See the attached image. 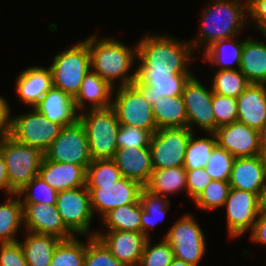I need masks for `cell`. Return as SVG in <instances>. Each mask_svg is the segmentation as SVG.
Segmentation results:
<instances>
[{"label":"cell","instance_id":"obj_1","mask_svg":"<svg viewBox=\"0 0 266 266\" xmlns=\"http://www.w3.org/2000/svg\"><path fill=\"white\" fill-rule=\"evenodd\" d=\"M90 35L84 41L91 55V69L113 88L117 80L119 87L131 85L136 79V69L130 74V68L137 58V46L129 47L117 39Z\"/></svg>","mask_w":266,"mask_h":266},{"label":"cell","instance_id":"obj_2","mask_svg":"<svg viewBox=\"0 0 266 266\" xmlns=\"http://www.w3.org/2000/svg\"><path fill=\"white\" fill-rule=\"evenodd\" d=\"M136 46L137 59L140 61L136 70L191 73L188 65L195 50L189 40L179 41L165 34L160 36L148 33L139 40Z\"/></svg>","mask_w":266,"mask_h":266},{"label":"cell","instance_id":"obj_3","mask_svg":"<svg viewBox=\"0 0 266 266\" xmlns=\"http://www.w3.org/2000/svg\"><path fill=\"white\" fill-rule=\"evenodd\" d=\"M204 8L200 34L189 40L193 50L200 46L204 50L214 41L235 37L240 33L248 18V0H214Z\"/></svg>","mask_w":266,"mask_h":266},{"label":"cell","instance_id":"obj_4","mask_svg":"<svg viewBox=\"0 0 266 266\" xmlns=\"http://www.w3.org/2000/svg\"><path fill=\"white\" fill-rule=\"evenodd\" d=\"M86 110L79 114V121L86 131L91 158L113 159L118 149L116 136L120 128L115 110L112 107Z\"/></svg>","mask_w":266,"mask_h":266},{"label":"cell","instance_id":"obj_5","mask_svg":"<svg viewBox=\"0 0 266 266\" xmlns=\"http://www.w3.org/2000/svg\"><path fill=\"white\" fill-rule=\"evenodd\" d=\"M0 149L7 168L10 195L17 194L39 175L44 152L37 147L21 144L10 136L0 139Z\"/></svg>","mask_w":266,"mask_h":266},{"label":"cell","instance_id":"obj_6","mask_svg":"<svg viewBox=\"0 0 266 266\" xmlns=\"http://www.w3.org/2000/svg\"><path fill=\"white\" fill-rule=\"evenodd\" d=\"M52 85L75 97L84 76L91 69V55L87 43L83 40L67 50L61 51L49 66Z\"/></svg>","mask_w":266,"mask_h":266},{"label":"cell","instance_id":"obj_7","mask_svg":"<svg viewBox=\"0 0 266 266\" xmlns=\"http://www.w3.org/2000/svg\"><path fill=\"white\" fill-rule=\"evenodd\" d=\"M172 247L174 257L198 266L206 253L205 235L190 214L178 219L163 237Z\"/></svg>","mask_w":266,"mask_h":266},{"label":"cell","instance_id":"obj_8","mask_svg":"<svg viewBox=\"0 0 266 266\" xmlns=\"http://www.w3.org/2000/svg\"><path fill=\"white\" fill-rule=\"evenodd\" d=\"M56 207L64 225L76 236H95L90 231L95 215L91 207L90 193L86 186L58 191Z\"/></svg>","mask_w":266,"mask_h":266},{"label":"cell","instance_id":"obj_9","mask_svg":"<svg viewBox=\"0 0 266 266\" xmlns=\"http://www.w3.org/2000/svg\"><path fill=\"white\" fill-rule=\"evenodd\" d=\"M192 133L188 127L156 130L152 134L149 145L153 169L183 167L185 152Z\"/></svg>","mask_w":266,"mask_h":266},{"label":"cell","instance_id":"obj_10","mask_svg":"<svg viewBox=\"0 0 266 266\" xmlns=\"http://www.w3.org/2000/svg\"><path fill=\"white\" fill-rule=\"evenodd\" d=\"M114 89L117 91L112 99V108L120 125L141 128L152 134L158 130L152 106L133 84Z\"/></svg>","mask_w":266,"mask_h":266},{"label":"cell","instance_id":"obj_11","mask_svg":"<svg viewBox=\"0 0 266 266\" xmlns=\"http://www.w3.org/2000/svg\"><path fill=\"white\" fill-rule=\"evenodd\" d=\"M63 126L52 122L34 108L27 113L12 116L11 133L15 141L41 149L45 152Z\"/></svg>","mask_w":266,"mask_h":266},{"label":"cell","instance_id":"obj_12","mask_svg":"<svg viewBox=\"0 0 266 266\" xmlns=\"http://www.w3.org/2000/svg\"><path fill=\"white\" fill-rule=\"evenodd\" d=\"M44 155L47 160L77 164L86 170L93 159L86 131L81 122L78 120L71 126L63 127Z\"/></svg>","mask_w":266,"mask_h":266},{"label":"cell","instance_id":"obj_13","mask_svg":"<svg viewBox=\"0 0 266 266\" xmlns=\"http://www.w3.org/2000/svg\"><path fill=\"white\" fill-rule=\"evenodd\" d=\"M223 207L227 212V231L230 238H237L251 231L262 212L261 198L253 192L230 188Z\"/></svg>","mask_w":266,"mask_h":266},{"label":"cell","instance_id":"obj_14","mask_svg":"<svg viewBox=\"0 0 266 266\" xmlns=\"http://www.w3.org/2000/svg\"><path fill=\"white\" fill-rule=\"evenodd\" d=\"M187 112V127L194 132L195 125L206 133L215 131V116L212 109V87H205L192 75L182 92Z\"/></svg>","mask_w":266,"mask_h":266},{"label":"cell","instance_id":"obj_15","mask_svg":"<svg viewBox=\"0 0 266 266\" xmlns=\"http://www.w3.org/2000/svg\"><path fill=\"white\" fill-rule=\"evenodd\" d=\"M86 187L93 213L99 212L101 218L112 209L137 202L144 188L139 182L125 177L113 184H86Z\"/></svg>","mask_w":266,"mask_h":266},{"label":"cell","instance_id":"obj_16","mask_svg":"<svg viewBox=\"0 0 266 266\" xmlns=\"http://www.w3.org/2000/svg\"><path fill=\"white\" fill-rule=\"evenodd\" d=\"M217 145L236 157L262 155L259 130L235 121L218 127L214 132Z\"/></svg>","mask_w":266,"mask_h":266},{"label":"cell","instance_id":"obj_17","mask_svg":"<svg viewBox=\"0 0 266 266\" xmlns=\"http://www.w3.org/2000/svg\"><path fill=\"white\" fill-rule=\"evenodd\" d=\"M23 227L36 234L53 235L62 240L75 235L64 225L56 205L22 203Z\"/></svg>","mask_w":266,"mask_h":266},{"label":"cell","instance_id":"obj_18","mask_svg":"<svg viewBox=\"0 0 266 266\" xmlns=\"http://www.w3.org/2000/svg\"><path fill=\"white\" fill-rule=\"evenodd\" d=\"M228 182L231 188L256 193L262 199L266 189V156L236 157Z\"/></svg>","mask_w":266,"mask_h":266},{"label":"cell","instance_id":"obj_19","mask_svg":"<svg viewBox=\"0 0 266 266\" xmlns=\"http://www.w3.org/2000/svg\"><path fill=\"white\" fill-rule=\"evenodd\" d=\"M109 249L112 255L125 266H137L140 263L144 245L148 239L141 232L96 231V235Z\"/></svg>","mask_w":266,"mask_h":266},{"label":"cell","instance_id":"obj_20","mask_svg":"<svg viewBox=\"0 0 266 266\" xmlns=\"http://www.w3.org/2000/svg\"><path fill=\"white\" fill-rule=\"evenodd\" d=\"M113 160L122 177L144 186L153 171L150 147L118 148Z\"/></svg>","mask_w":266,"mask_h":266},{"label":"cell","instance_id":"obj_21","mask_svg":"<svg viewBox=\"0 0 266 266\" xmlns=\"http://www.w3.org/2000/svg\"><path fill=\"white\" fill-rule=\"evenodd\" d=\"M33 108L63 127L71 126L79 120L74 98L55 87H52Z\"/></svg>","mask_w":266,"mask_h":266},{"label":"cell","instance_id":"obj_22","mask_svg":"<svg viewBox=\"0 0 266 266\" xmlns=\"http://www.w3.org/2000/svg\"><path fill=\"white\" fill-rule=\"evenodd\" d=\"M115 89L92 69L84 76L80 89L74 97L75 108L80 114L85 111L86 101H89L90 110L112 107V93Z\"/></svg>","mask_w":266,"mask_h":266},{"label":"cell","instance_id":"obj_23","mask_svg":"<svg viewBox=\"0 0 266 266\" xmlns=\"http://www.w3.org/2000/svg\"><path fill=\"white\" fill-rule=\"evenodd\" d=\"M52 87L49 68L29 66L19 73L15 90L18 98L33 108Z\"/></svg>","mask_w":266,"mask_h":266},{"label":"cell","instance_id":"obj_24","mask_svg":"<svg viewBox=\"0 0 266 266\" xmlns=\"http://www.w3.org/2000/svg\"><path fill=\"white\" fill-rule=\"evenodd\" d=\"M39 176L56 191L86 186V170L77 164L42 161Z\"/></svg>","mask_w":266,"mask_h":266},{"label":"cell","instance_id":"obj_25","mask_svg":"<svg viewBox=\"0 0 266 266\" xmlns=\"http://www.w3.org/2000/svg\"><path fill=\"white\" fill-rule=\"evenodd\" d=\"M237 121L259 130L266 121V85L249 84L237 98Z\"/></svg>","mask_w":266,"mask_h":266},{"label":"cell","instance_id":"obj_26","mask_svg":"<svg viewBox=\"0 0 266 266\" xmlns=\"http://www.w3.org/2000/svg\"><path fill=\"white\" fill-rule=\"evenodd\" d=\"M266 38V35H264ZM240 71L250 84L266 85V44L256 39H245Z\"/></svg>","mask_w":266,"mask_h":266},{"label":"cell","instance_id":"obj_27","mask_svg":"<svg viewBox=\"0 0 266 266\" xmlns=\"http://www.w3.org/2000/svg\"><path fill=\"white\" fill-rule=\"evenodd\" d=\"M234 39L235 37L214 41L204 50V61L210 62L212 66H220L217 70L240 69L244 40L238 42Z\"/></svg>","mask_w":266,"mask_h":266},{"label":"cell","instance_id":"obj_28","mask_svg":"<svg viewBox=\"0 0 266 266\" xmlns=\"http://www.w3.org/2000/svg\"><path fill=\"white\" fill-rule=\"evenodd\" d=\"M144 189L154 195L166 197L168 194L187 191L186 169L184 167H172L153 169Z\"/></svg>","mask_w":266,"mask_h":266},{"label":"cell","instance_id":"obj_29","mask_svg":"<svg viewBox=\"0 0 266 266\" xmlns=\"http://www.w3.org/2000/svg\"><path fill=\"white\" fill-rule=\"evenodd\" d=\"M21 245L26 262L29 266H50L55 248L62 240L53 235L36 234L27 231Z\"/></svg>","mask_w":266,"mask_h":266},{"label":"cell","instance_id":"obj_30","mask_svg":"<svg viewBox=\"0 0 266 266\" xmlns=\"http://www.w3.org/2000/svg\"><path fill=\"white\" fill-rule=\"evenodd\" d=\"M158 129L187 127V112L183 96H161L152 106Z\"/></svg>","mask_w":266,"mask_h":266},{"label":"cell","instance_id":"obj_31","mask_svg":"<svg viewBox=\"0 0 266 266\" xmlns=\"http://www.w3.org/2000/svg\"><path fill=\"white\" fill-rule=\"evenodd\" d=\"M192 73H180L172 76V80L163 81H138L133 85L142 93L146 101L153 106L161 96L174 97L182 95L184 85Z\"/></svg>","mask_w":266,"mask_h":266},{"label":"cell","instance_id":"obj_32","mask_svg":"<svg viewBox=\"0 0 266 266\" xmlns=\"http://www.w3.org/2000/svg\"><path fill=\"white\" fill-rule=\"evenodd\" d=\"M143 210L139 199L135 203L110 210L101 219L108 231L141 232V212Z\"/></svg>","mask_w":266,"mask_h":266},{"label":"cell","instance_id":"obj_33","mask_svg":"<svg viewBox=\"0 0 266 266\" xmlns=\"http://www.w3.org/2000/svg\"><path fill=\"white\" fill-rule=\"evenodd\" d=\"M16 197L12 199V197ZM21 225L23 226V205L18 194L10 195L9 199L0 205V243L18 241L15 237Z\"/></svg>","mask_w":266,"mask_h":266},{"label":"cell","instance_id":"obj_34","mask_svg":"<svg viewBox=\"0 0 266 266\" xmlns=\"http://www.w3.org/2000/svg\"><path fill=\"white\" fill-rule=\"evenodd\" d=\"M140 202L144 209L141 212V233L149 239V230L164 220L171 204L168 198L154 195L144 188L140 193Z\"/></svg>","mask_w":266,"mask_h":266},{"label":"cell","instance_id":"obj_35","mask_svg":"<svg viewBox=\"0 0 266 266\" xmlns=\"http://www.w3.org/2000/svg\"><path fill=\"white\" fill-rule=\"evenodd\" d=\"M193 132L187 145L184 158V168L186 170H193L204 168L209 162V158L214 147L217 145L214 133L210 137L196 138ZM212 136V137H211Z\"/></svg>","mask_w":266,"mask_h":266},{"label":"cell","instance_id":"obj_36","mask_svg":"<svg viewBox=\"0 0 266 266\" xmlns=\"http://www.w3.org/2000/svg\"><path fill=\"white\" fill-rule=\"evenodd\" d=\"M249 84L240 69L217 70L213 76L211 87L214 93L237 99Z\"/></svg>","mask_w":266,"mask_h":266},{"label":"cell","instance_id":"obj_37","mask_svg":"<svg viewBox=\"0 0 266 266\" xmlns=\"http://www.w3.org/2000/svg\"><path fill=\"white\" fill-rule=\"evenodd\" d=\"M86 244L77 236L61 240L55 248L50 266H84Z\"/></svg>","mask_w":266,"mask_h":266},{"label":"cell","instance_id":"obj_38","mask_svg":"<svg viewBox=\"0 0 266 266\" xmlns=\"http://www.w3.org/2000/svg\"><path fill=\"white\" fill-rule=\"evenodd\" d=\"M22 203H44L56 205L58 191L47 184L39 175L35 176L23 189L17 193Z\"/></svg>","mask_w":266,"mask_h":266},{"label":"cell","instance_id":"obj_39","mask_svg":"<svg viewBox=\"0 0 266 266\" xmlns=\"http://www.w3.org/2000/svg\"><path fill=\"white\" fill-rule=\"evenodd\" d=\"M230 188L228 181L211 180L193 202L202 210L211 211L223 207Z\"/></svg>","mask_w":266,"mask_h":266},{"label":"cell","instance_id":"obj_40","mask_svg":"<svg viewBox=\"0 0 266 266\" xmlns=\"http://www.w3.org/2000/svg\"><path fill=\"white\" fill-rule=\"evenodd\" d=\"M121 178L113 159L92 160L86 169V184H113Z\"/></svg>","mask_w":266,"mask_h":266},{"label":"cell","instance_id":"obj_41","mask_svg":"<svg viewBox=\"0 0 266 266\" xmlns=\"http://www.w3.org/2000/svg\"><path fill=\"white\" fill-rule=\"evenodd\" d=\"M84 266H125L118 261L97 236H86Z\"/></svg>","mask_w":266,"mask_h":266},{"label":"cell","instance_id":"obj_42","mask_svg":"<svg viewBox=\"0 0 266 266\" xmlns=\"http://www.w3.org/2000/svg\"><path fill=\"white\" fill-rule=\"evenodd\" d=\"M235 157L216 145L204 167L212 180L229 181Z\"/></svg>","mask_w":266,"mask_h":266},{"label":"cell","instance_id":"obj_43","mask_svg":"<svg viewBox=\"0 0 266 266\" xmlns=\"http://www.w3.org/2000/svg\"><path fill=\"white\" fill-rule=\"evenodd\" d=\"M150 241L149 238L145 242L138 266H169L174 258L171 245L164 238L154 245Z\"/></svg>","mask_w":266,"mask_h":266},{"label":"cell","instance_id":"obj_44","mask_svg":"<svg viewBox=\"0 0 266 266\" xmlns=\"http://www.w3.org/2000/svg\"><path fill=\"white\" fill-rule=\"evenodd\" d=\"M212 109L215 116V130L237 121V99L213 92Z\"/></svg>","mask_w":266,"mask_h":266},{"label":"cell","instance_id":"obj_45","mask_svg":"<svg viewBox=\"0 0 266 266\" xmlns=\"http://www.w3.org/2000/svg\"><path fill=\"white\" fill-rule=\"evenodd\" d=\"M152 133L137 127L120 125L116 136L118 148L149 147Z\"/></svg>","mask_w":266,"mask_h":266},{"label":"cell","instance_id":"obj_46","mask_svg":"<svg viewBox=\"0 0 266 266\" xmlns=\"http://www.w3.org/2000/svg\"><path fill=\"white\" fill-rule=\"evenodd\" d=\"M0 266H29L19 240L0 243Z\"/></svg>","mask_w":266,"mask_h":266},{"label":"cell","instance_id":"obj_47","mask_svg":"<svg viewBox=\"0 0 266 266\" xmlns=\"http://www.w3.org/2000/svg\"><path fill=\"white\" fill-rule=\"evenodd\" d=\"M211 180L205 168L186 170L187 196L194 201Z\"/></svg>","mask_w":266,"mask_h":266},{"label":"cell","instance_id":"obj_48","mask_svg":"<svg viewBox=\"0 0 266 266\" xmlns=\"http://www.w3.org/2000/svg\"><path fill=\"white\" fill-rule=\"evenodd\" d=\"M248 16L255 20V29L266 35V0H248Z\"/></svg>","mask_w":266,"mask_h":266},{"label":"cell","instance_id":"obj_49","mask_svg":"<svg viewBox=\"0 0 266 266\" xmlns=\"http://www.w3.org/2000/svg\"><path fill=\"white\" fill-rule=\"evenodd\" d=\"M7 99L0 96V139L10 136L11 120L10 106Z\"/></svg>","mask_w":266,"mask_h":266},{"label":"cell","instance_id":"obj_50","mask_svg":"<svg viewBox=\"0 0 266 266\" xmlns=\"http://www.w3.org/2000/svg\"><path fill=\"white\" fill-rule=\"evenodd\" d=\"M175 75L177 74L173 71L136 70V79L138 81L172 80V76Z\"/></svg>","mask_w":266,"mask_h":266},{"label":"cell","instance_id":"obj_51","mask_svg":"<svg viewBox=\"0 0 266 266\" xmlns=\"http://www.w3.org/2000/svg\"><path fill=\"white\" fill-rule=\"evenodd\" d=\"M251 241L266 245V215L262 212L259 214L250 235Z\"/></svg>","mask_w":266,"mask_h":266},{"label":"cell","instance_id":"obj_52","mask_svg":"<svg viewBox=\"0 0 266 266\" xmlns=\"http://www.w3.org/2000/svg\"><path fill=\"white\" fill-rule=\"evenodd\" d=\"M0 190L5 191L7 195H10V185L7 176V168L5 166L4 157L1 149H0Z\"/></svg>","mask_w":266,"mask_h":266},{"label":"cell","instance_id":"obj_53","mask_svg":"<svg viewBox=\"0 0 266 266\" xmlns=\"http://www.w3.org/2000/svg\"><path fill=\"white\" fill-rule=\"evenodd\" d=\"M259 142L262 154L266 156V121L262 125V127L259 129Z\"/></svg>","mask_w":266,"mask_h":266},{"label":"cell","instance_id":"obj_54","mask_svg":"<svg viewBox=\"0 0 266 266\" xmlns=\"http://www.w3.org/2000/svg\"><path fill=\"white\" fill-rule=\"evenodd\" d=\"M169 266H194V265L186 263L185 261L174 257Z\"/></svg>","mask_w":266,"mask_h":266},{"label":"cell","instance_id":"obj_55","mask_svg":"<svg viewBox=\"0 0 266 266\" xmlns=\"http://www.w3.org/2000/svg\"><path fill=\"white\" fill-rule=\"evenodd\" d=\"M261 207H262V213L266 215V189L261 199Z\"/></svg>","mask_w":266,"mask_h":266}]
</instances>
